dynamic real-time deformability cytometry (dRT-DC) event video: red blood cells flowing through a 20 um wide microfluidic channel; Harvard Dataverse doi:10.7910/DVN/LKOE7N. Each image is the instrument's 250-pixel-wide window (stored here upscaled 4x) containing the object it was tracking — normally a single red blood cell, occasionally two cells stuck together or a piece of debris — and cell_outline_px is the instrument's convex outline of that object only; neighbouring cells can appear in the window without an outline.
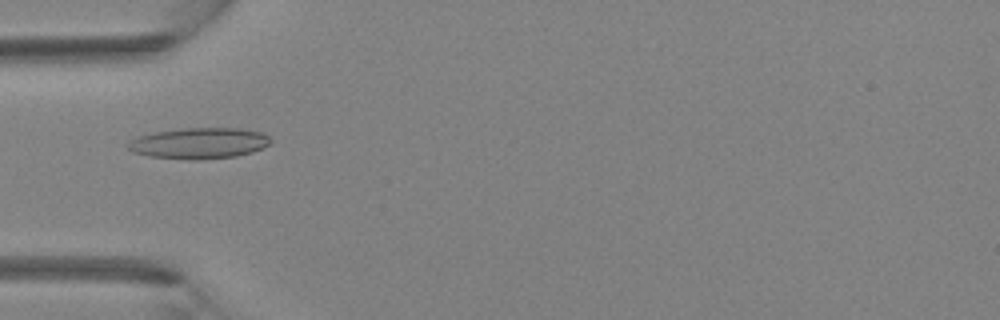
{"species": "Egyptian fruit bat (a non-hibernating species)", "species_latin": "Rousettus aegyptiacus", "temperature_condition": "room temperature", "stored_images_in_passage": 5, "camera_frame_rate_fps": 3000, "um_per_image_px": 0.085, "animal": {"sex": "female"}, "frame": {"image": 1, "passage_image": 5, "time_ms": 1.333, "image_size_px": [1000, 320], "cell_outline_px": [[272, 144], [252, 152], [236, 156], [196, 160], [192, 160], [152, 156], [132, 152], [128, 148], [128, 144], [132, 140], [140, 136], [152, 132], [180, 128], [240, 128], [260, 132], [268, 136], [272, 140]], "centroid_in_image_um": [16.97, 12.16], "position_along_channel_um": 68.0, "area_um2": 25.72}}